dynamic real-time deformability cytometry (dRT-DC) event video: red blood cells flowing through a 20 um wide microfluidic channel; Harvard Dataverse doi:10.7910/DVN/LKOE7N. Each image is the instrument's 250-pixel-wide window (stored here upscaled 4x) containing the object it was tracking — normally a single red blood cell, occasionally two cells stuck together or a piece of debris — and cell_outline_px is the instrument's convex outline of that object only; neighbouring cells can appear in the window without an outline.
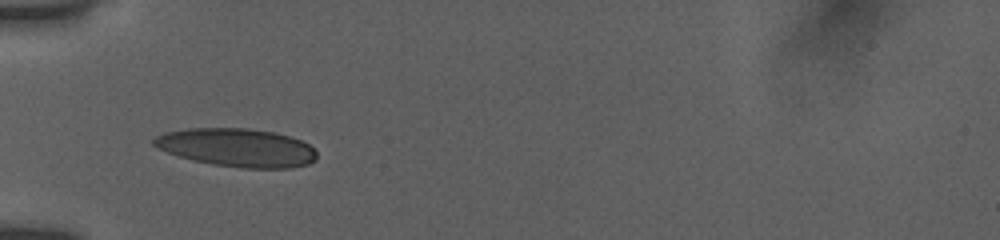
{"species": "human", "species_latin": "Homo sapiens", "temperature_condition": "room temperature", "stored_images_in_passage": 18, "camera_frame_rate_fps": 3000, "um_per_image_px": 0.085, "donor": {"sex": "female"}, "frame": {"image": 1, "passage_image": 1, "time_ms": 0.0, "image_size_px": [1000, 240], "cell_outline_px": [[316, 160], [308, 164], [292, 168], [240, 168], [212, 164], [192, 160], [156, 148], [152, 144], [152, 140], [156, 136], [164, 132], [188, 128], [248, 128], [276, 132], [300, 140], [308, 144], [316, 152]], "centroid_in_image_um": [20.13, 12.54], "position_along_channel_um": 64.9, "area_um2": 36.53}}
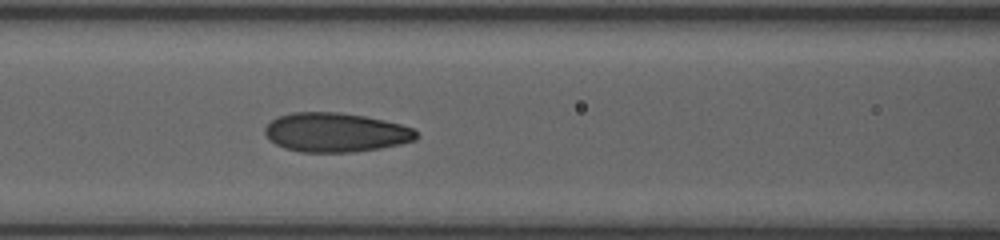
{"frame": {"image": 2, "passage_image": 11, "time_ms": 2.0, "image_size_px": [1000, 240], "cell_outline_px": [[420, 136], [416, 140], [400, 144], [380, 148], [352, 152], [300, 152], [284, 148], [276, 144], [264, 132], [264, 128], [272, 120], [280, 116], [292, 112], [340, 112], [364, 116], [384, 120], [400, 124], [412, 128]], "centroid_in_image_um": [28.55, 11.25], "position_along_channel_um": 138.0, "area_um2": 34.51}}
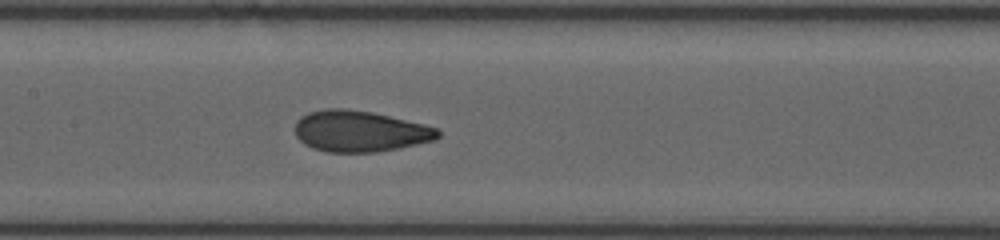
{"frame": {"image": 3, "passage_image": 16, "time_ms": 3.0, "image_size_px": [1000, 240], "cell_outline_px": [[440, 136], [436, 140], [376, 152], [324, 152], [312, 148], [304, 144], [296, 136], [296, 120], [300, 116], [308, 112], [328, 108], [348, 108], [372, 112], [424, 124], [436, 128], [440, 132]], "centroid_in_image_um": [30.56, 11.15], "position_along_channel_um": 176.8, "area_um2": 34.33}}